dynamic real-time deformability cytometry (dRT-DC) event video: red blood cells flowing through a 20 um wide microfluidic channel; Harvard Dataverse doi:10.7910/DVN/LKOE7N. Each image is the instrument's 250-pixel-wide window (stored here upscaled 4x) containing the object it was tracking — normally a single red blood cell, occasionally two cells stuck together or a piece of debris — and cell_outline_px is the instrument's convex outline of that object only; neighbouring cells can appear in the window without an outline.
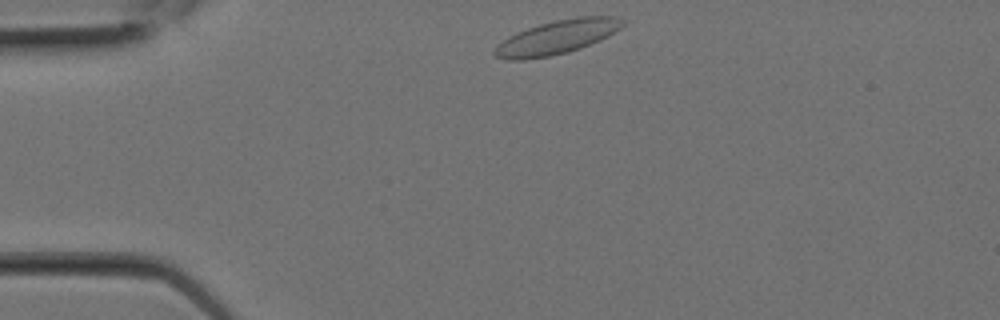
{"species": "Egyptian fruit bat (a non-hibernating species)", "species_latin": "Rousettus aegyptiacus", "temperature_condition": "room temperature", "stored_images_in_passage": 1, "camera_frame_rate_fps": 3000, "um_per_image_px": 0.085, "animal": {"sex": "female"}, "frame": {"image": 1, "passage_image": 1, "time_ms": 0.0, "image_size_px": [1000, 320], "cell_outline_px": [[624, 24], [620, 28], [608, 36], [600, 40], [580, 48], [568, 52], [552, 56], [524, 60], [508, 60], [496, 56], [492, 52], [508, 36], [516, 32], [540, 24], [556, 20], [576, 16], [616, 16], [624, 20]], "centroid_in_image_um": [47.36, 3.16], "position_along_channel_um": 37.6, "area_um2": 25.2}}